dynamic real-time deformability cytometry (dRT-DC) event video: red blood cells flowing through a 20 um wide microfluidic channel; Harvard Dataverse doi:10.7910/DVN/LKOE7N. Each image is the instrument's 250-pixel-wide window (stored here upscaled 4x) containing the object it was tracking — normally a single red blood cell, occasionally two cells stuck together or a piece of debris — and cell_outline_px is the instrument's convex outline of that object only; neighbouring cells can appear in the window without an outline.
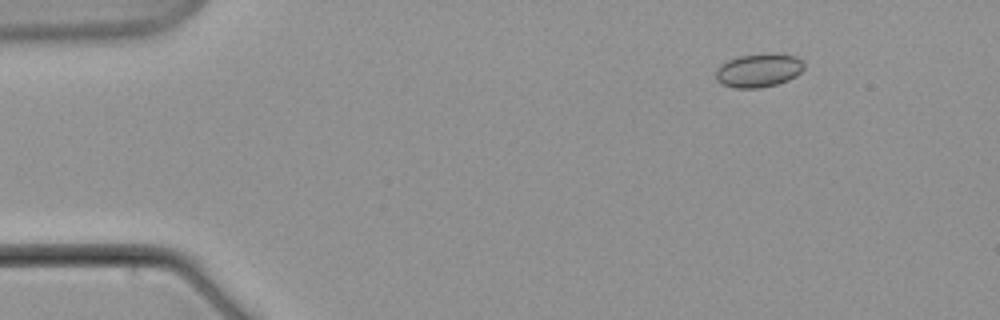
{"species": "common noctule bat (a hibernating species)", "species_latin": "Nyctalus noctula", "temperature_condition": "warm", "stored_images_in_passage": 6, "camera_frame_rate_fps": 3000, "um_per_image_px": 0.085, "animal": {"sex": "male", "body_mass_g": 21.5, "forearm_length_mm": 52.0}, "frame": {"image": 1, "passage_image": 3, "time_ms": 2.667, "image_size_px": [1000, 320], "cell_outline_px": [[804, 68], [796, 76], [788, 80], [776, 84], [760, 88], [736, 88], [724, 84], [716, 80], [716, 68], [720, 64], [728, 60], [740, 56], [796, 56], [804, 60]], "centroid_in_image_um": [64.47, 6.02], "position_along_channel_um": 20.5, "area_um2": 16.65}}
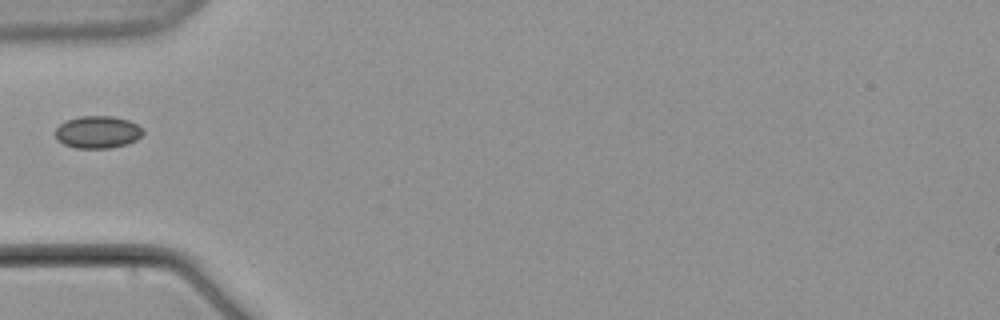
{"frame": {"image": 2, "passage_image": 6, "time_ms": 7.667, "image_size_px": [1000, 320], "cell_outline_px": [[144, 132], [136, 140], [128, 144], [112, 148], [76, 148], [64, 144], [56, 140], [56, 128], [60, 124], [68, 120], [80, 116], [112, 116], [128, 120], [144, 128]], "centroid_in_image_um": [8.32, 11.23], "position_along_channel_um": 76.7, "area_um2": 16.59}}